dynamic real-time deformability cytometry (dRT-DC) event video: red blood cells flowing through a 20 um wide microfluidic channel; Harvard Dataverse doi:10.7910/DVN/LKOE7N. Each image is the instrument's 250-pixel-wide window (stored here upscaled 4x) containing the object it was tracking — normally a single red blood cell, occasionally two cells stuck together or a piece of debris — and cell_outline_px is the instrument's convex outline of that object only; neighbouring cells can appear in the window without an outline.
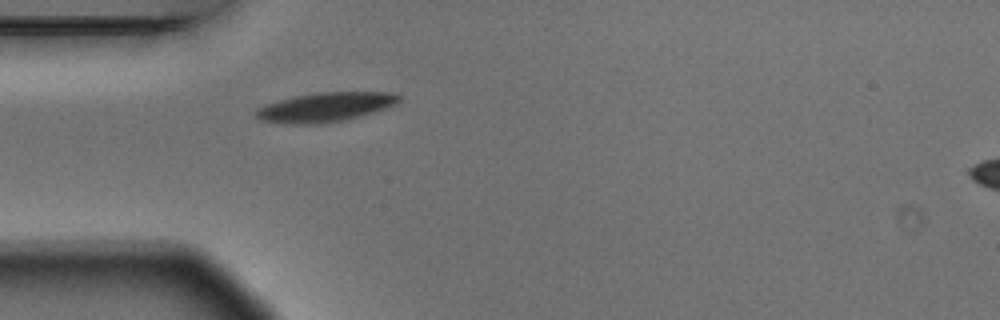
{"species": "Egyptian fruit bat (a non-hibernating species)", "species_latin": "Rousettus aegyptiacus", "temperature_condition": "warm", "stored_images_in_passage": 1, "camera_frame_rate_fps": 3000, "um_per_image_px": 0.085, "animal": {"sex": "male"}, "frame": {"image": 1, "passage_image": 1, "time_ms": 0.0, "image_size_px": [1000, 320], "cell_outline_px": [[400, 100], [396, 104], [360, 116], [340, 120], [316, 124], [296, 124], [260, 120], [256, 116], [256, 108], [280, 100], [296, 96], [316, 92], [396, 92], [400, 96]], "centroid_in_image_um": [27.68, 9.09], "position_along_channel_um": 57.3, "area_um2": 23.99}}